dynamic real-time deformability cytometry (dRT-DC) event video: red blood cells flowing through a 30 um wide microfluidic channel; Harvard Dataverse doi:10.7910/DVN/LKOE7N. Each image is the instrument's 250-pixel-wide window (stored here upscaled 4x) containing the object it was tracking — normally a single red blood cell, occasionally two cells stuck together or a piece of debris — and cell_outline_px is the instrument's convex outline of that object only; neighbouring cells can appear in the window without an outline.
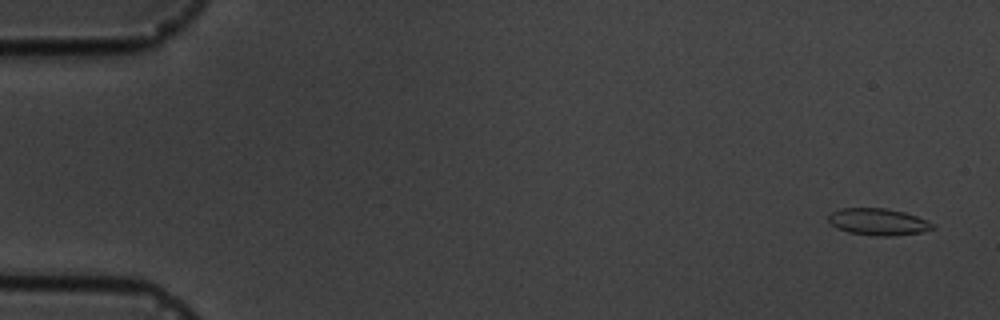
{"species": "common noctule bat (a hibernating species)", "species_latin": "Nyctalus noctula", "temperature_condition": "cold", "stored_images_in_passage": 6, "camera_frame_rate_fps": 3000, "um_per_image_px": 0.085, "animal": {"sex": "male", "body_mass_g": 19.5, "forearm_length_mm": 54.6}, "frame": {"image": 1, "passage_image": 1, "time_ms": 0.0, "image_size_px": [1000, 320], "cell_outline_px": [[936, 228], [920, 232], [892, 236], [876, 236], [848, 232], [836, 228], [828, 220], [828, 216], [832, 212], [840, 208], [884, 208], [904, 212], [916, 216], [936, 224]], "centroid_in_image_um": [74.65, 18.86], "position_along_channel_um": 10.3, "area_um2": 16.3}}